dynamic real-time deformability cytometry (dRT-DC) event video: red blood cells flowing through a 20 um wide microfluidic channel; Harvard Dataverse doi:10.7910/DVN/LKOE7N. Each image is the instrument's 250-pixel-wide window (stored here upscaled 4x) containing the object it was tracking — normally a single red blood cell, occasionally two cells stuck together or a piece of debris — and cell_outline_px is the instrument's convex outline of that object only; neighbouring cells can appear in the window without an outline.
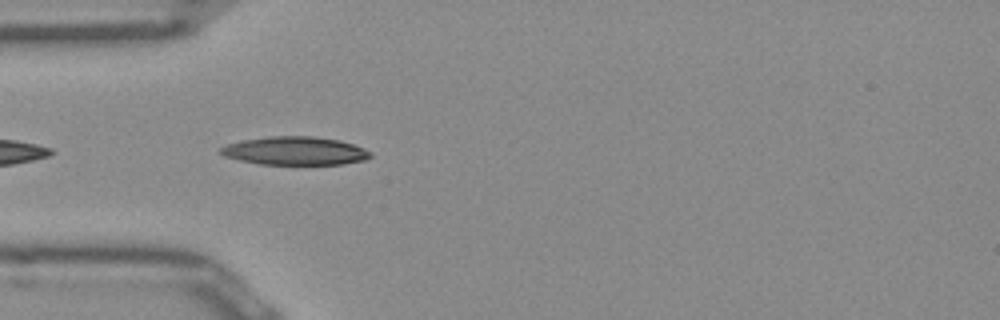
{"species": "Egyptian fruit bat (a non-hibernating species)", "species_latin": "Rousettus aegyptiacus", "temperature_condition": "room temperature", "stored_images_in_passage": 8, "camera_frame_rate_fps": 3000, "um_per_image_px": 0.085, "frame": {"image": 1, "passage_image": 2, "time_ms": 0.333, "image_size_px": [1000, 320], "cell_outline_px": [[372, 156], [364, 160], [344, 164], [260, 164], [240, 160], [224, 156], [220, 152], [220, 148], [228, 144], [244, 140], [268, 136], [312, 136], [340, 140], [364, 148], [372, 152]], "centroid_in_image_um": [25.11, 12.82], "position_along_channel_um": 59.9, "area_um2": 24.62}}
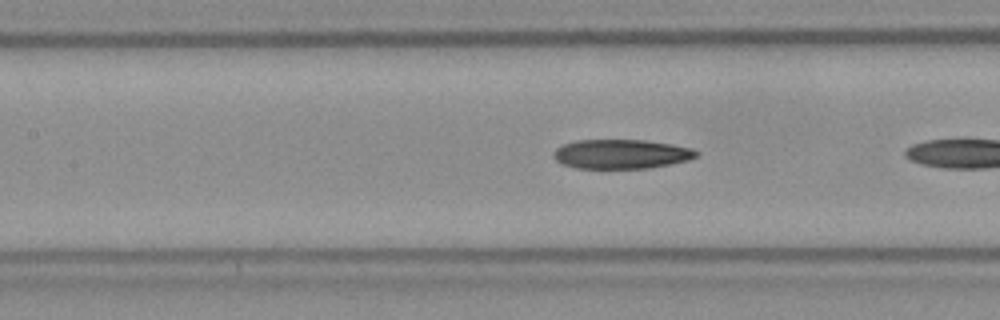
{"frame": {"image": 2, "passage_image": 7, "time_ms": 2.0, "image_size_px": [1000, 320], "cell_outline_px": [[700, 152], [696, 156], [688, 160], [648, 168], [576, 168], [560, 164], [552, 156], [552, 152], [556, 148], [564, 144], [576, 140], [644, 140], [672, 144], [692, 148]], "centroid_in_image_um": [52.76, 13.09], "position_along_channel_um": 154.6, "area_um2": 24.45}}